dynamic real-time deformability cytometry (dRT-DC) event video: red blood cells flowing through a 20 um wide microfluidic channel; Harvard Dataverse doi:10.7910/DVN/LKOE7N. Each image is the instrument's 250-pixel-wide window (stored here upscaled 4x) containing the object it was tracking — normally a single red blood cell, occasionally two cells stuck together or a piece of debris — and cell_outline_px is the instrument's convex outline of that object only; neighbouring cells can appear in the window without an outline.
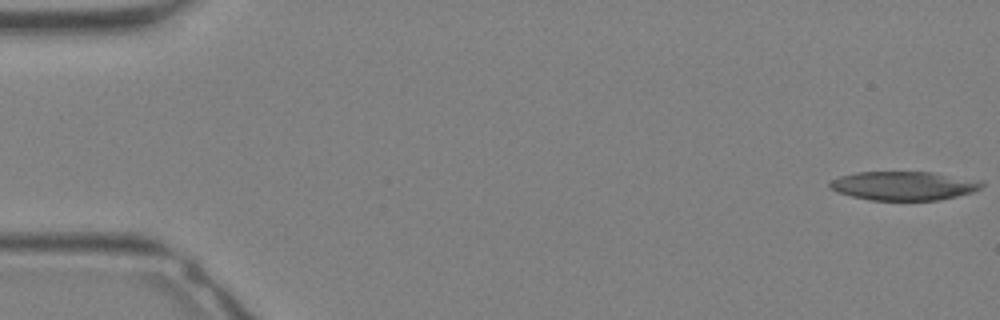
{"species": "Egyptian fruit bat (a non-hibernating species)", "species_latin": "Rousettus aegyptiacus", "temperature_condition": "warm", "stored_images_in_passage": 12, "camera_frame_rate_fps": 3000, "um_per_image_px": 0.085, "animal": {"sex": "female"}, "frame": {"image": 1, "passage_image": 1, "time_ms": 0.0, "image_size_px": [1000, 320], "cell_outline_px": [[984, 184], [980, 188], [972, 192], [940, 200], [868, 200], [836, 192], [828, 184], [832, 180], [840, 176], [856, 172], [932, 172], [984, 180]], "centroid_in_image_um": [76.86, 15.78], "position_along_channel_um": 8.1, "area_um2": 25.66}}
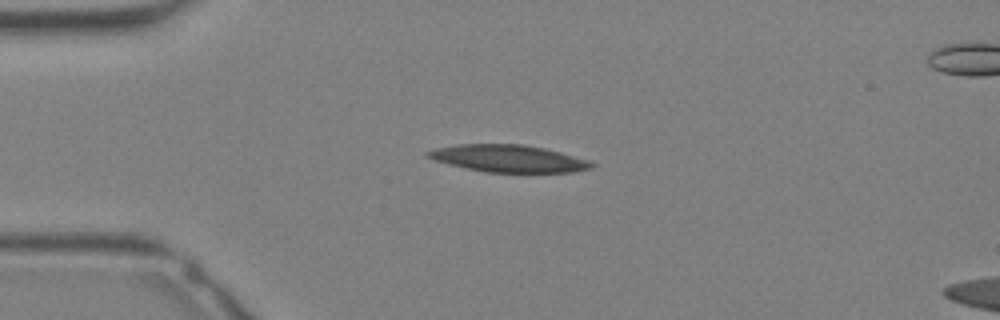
{"frame": {"image": 2, "passage_image": 9, "time_ms": 2.667, "image_size_px": [1000, 320], "cell_outline_px": [[596, 164], [592, 168], [572, 172], [484, 172], [448, 164], [424, 156], [424, 152], [436, 148], [456, 144], [524, 144], [544, 148], [592, 160]], "centroid_in_image_um": [43.23, 13.47], "position_along_channel_um": 41.8, "area_um2": 26.13}}
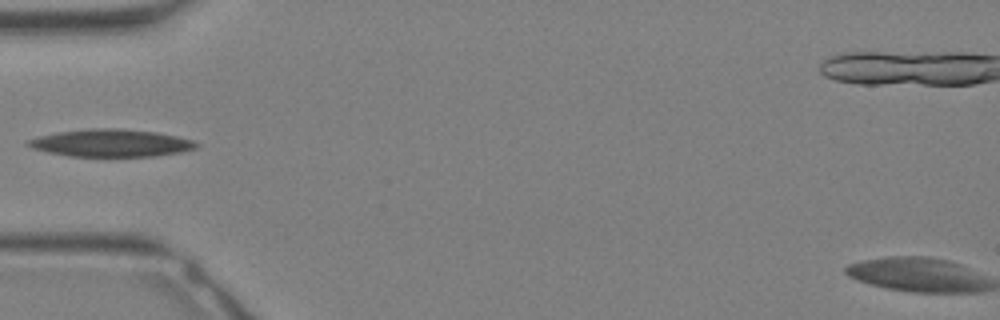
{"frame": {"image": 3, "passage_image": 12, "time_ms": 3.667, "image_size_px": [1000, 320], "cell_outline_px": [[200, 144], [196, 148], [180, 152], [152, 156], [68, 156], [48, 152], [32, 148], [24, 144], [24, 140], [56, 132], [88, 128], [120, 128], [156, 132], [176, 136], [192, 140]], "centroid_in_image_um": [9.38, 12.15], "position_along_channel_um": 75.6, "area_um2": 26.99}}